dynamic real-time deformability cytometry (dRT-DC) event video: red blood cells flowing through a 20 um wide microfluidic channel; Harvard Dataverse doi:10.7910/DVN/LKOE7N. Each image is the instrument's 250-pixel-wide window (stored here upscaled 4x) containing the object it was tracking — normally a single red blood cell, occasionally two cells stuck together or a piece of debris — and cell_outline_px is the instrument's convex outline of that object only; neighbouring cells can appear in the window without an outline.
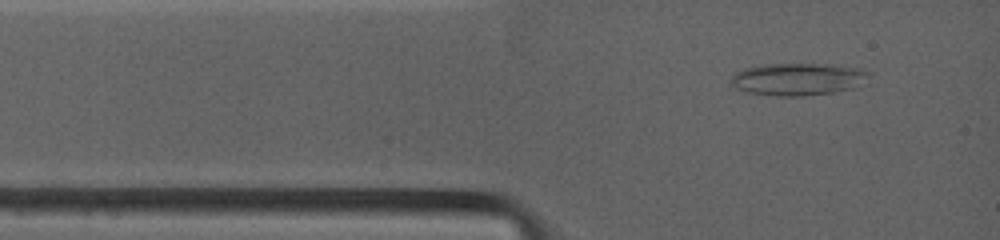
{"species": "common noctule bat (a hibernating species)", "species_latin": "Nyctalus noctula", "temperature_condition": "warm", "stored_images_in_passage": 5, "camera_frame_rate_fps": 4500, "um_per_image_px": 0.085, "animal": {"sex": "female", "body_mass_g": 19.0, "forearm_length_mm": 53.3}, "frame": {"image": 1, "passage_image": 1, "time_ms": 0.0, "image_size_px": [1000, 240], "cell_outline_px": [[864, 72], [852, 88], [832, 92], [800, 96], [776, 96], [748, 92], [736, 88], [732, 84], [732, 76], [736, 72], [744, 68], [764, 64], [832, 64], [860, 68]], "centroid_in_image_um": [67.66, 6.72], "position_along_channel_um": 17.3, "area_um2": 25.09}}
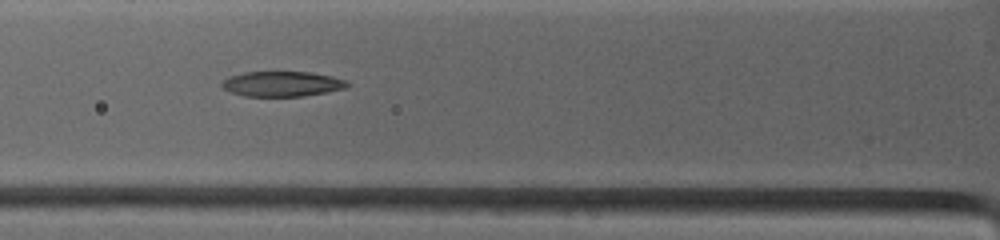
{"frame": {"image": 2, "passage_image": 4, "time_ms": 2.667, "image_size_px": [1000, 240], "cell_outline_px": [[348, 88], [304, 96], [244, 96], [232, 92], [224, 88], [220, 84], [228, 76], [244, 72], [312, 72], [332, 76], [344, 80], [348, 84]], "centroid_in_image_um": [23.98, 7.13], "position_along_channel_um": 101.8, "area_um2": 18.32}}